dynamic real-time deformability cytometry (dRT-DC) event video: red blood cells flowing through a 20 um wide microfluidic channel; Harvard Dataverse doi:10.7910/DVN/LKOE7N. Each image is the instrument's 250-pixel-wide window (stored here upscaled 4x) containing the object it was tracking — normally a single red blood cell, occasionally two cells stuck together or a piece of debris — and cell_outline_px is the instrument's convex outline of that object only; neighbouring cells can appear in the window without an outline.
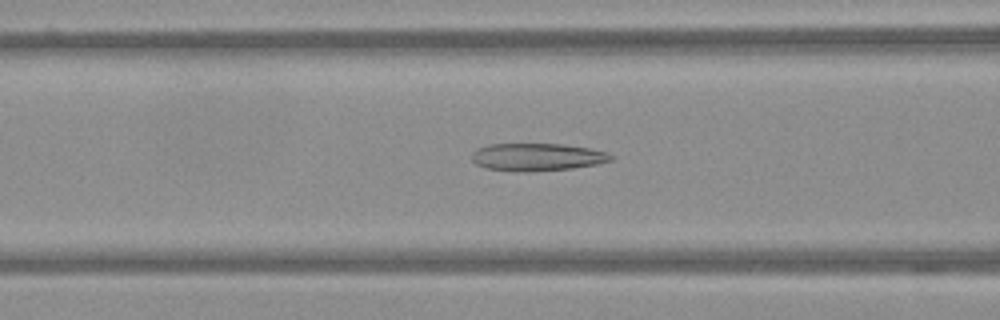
{"species": "Egyptian fruit bat (a non-hibernating species)", "species_latin": "Rousettus aegyptiacus", "temperature_condition": "warm", "stored_images_in_passage": 57, "camera_frame_rate_fps": 3000, "um_per_image_px": 0.085, "frame": {"image": 1, "passage_image": 23, "time_ms": 7.333, "image_size_px": [1000, 320], "cell_outline_px": [[616, 156], [612, 160], [596, 164], [572, 168], [528, 172], [516, 172], [484, 168], [476, 164], [472, 160], [472, 152], [476, 148], [488, 144], [564, 144], [588, 148], [608, 152]], "centroid_in_image_um": [45.64, 13.35], "position_along_channel_um": 121.0, "area_um2": 22.66}}
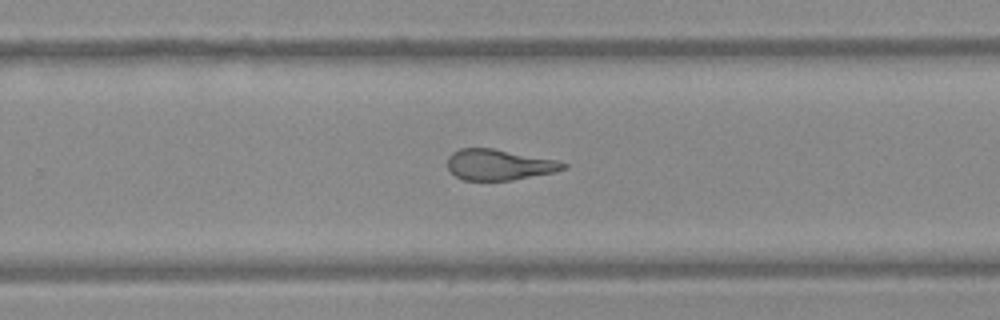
{"frame": {"image": 2, "passage_image": 37, "time_ms": 12.0, "image_size_px": [1000, 320], "cell_outline_px": [[568, 168], [556, 172], [512, 180], [464, 180], [456, 176], [448, 168], [448, 156], [452, 152], [460, 148], [492, 148], [556, 160], [568, 164]], "centroid_in_image_um": [42.44, 14.0], "position_along_channel_um": 287.4, "area_um2": 20.75}}
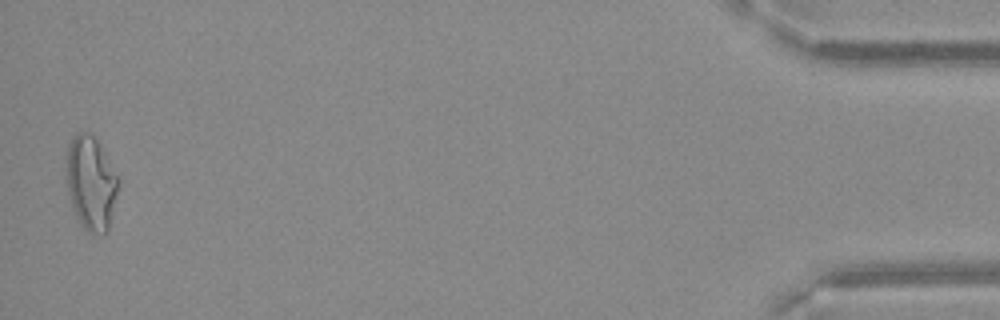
{"frame": {"image": 3, "passage_image": 56, "time_ms": 18.333, "image_size_px": [1000, 320], "cell_outline_px": [[120, 180], [108, 232], [104, 236], [88, 232], [80, 224], [76, 216], [68, 192], [68, 144], [72, 136], [76, 132], [92, 132], [104, 152]], "centroid_in_image_um": [7.76, 15.58], "position_along_channel_um": 427.4, "area_um2": 28.32}}